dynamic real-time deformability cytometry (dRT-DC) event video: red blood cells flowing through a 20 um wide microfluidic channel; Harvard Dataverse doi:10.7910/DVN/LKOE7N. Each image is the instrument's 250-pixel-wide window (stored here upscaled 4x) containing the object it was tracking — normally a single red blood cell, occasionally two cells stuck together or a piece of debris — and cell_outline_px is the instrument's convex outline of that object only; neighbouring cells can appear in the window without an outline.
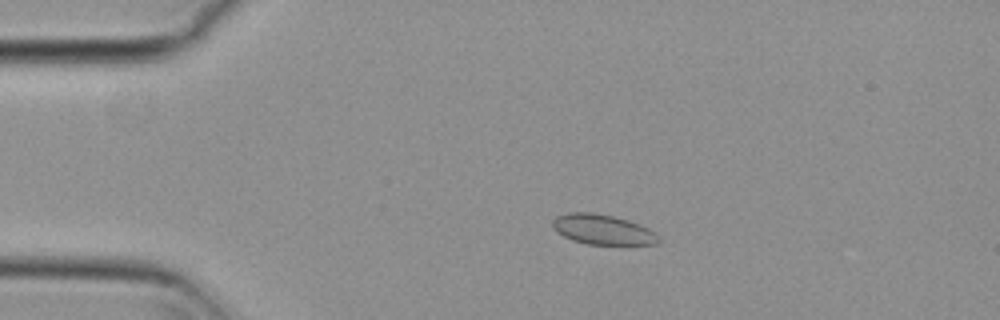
{"species": "common noctule bat (a hibernating species)", "species_latin": "Nyctalus noctula", "temperature_condition": "cold", "stored_images_in_passage": 56, "camera_frame_rate_fps": 3000, "um_per_image_px": 0.085, "animal": {"sex": "female", "body_mass_g": 29.2, "forearm_length_mm": 56.3}, "frame": {"image": 1, "passage_image": 12, "time_ms": 3.667, "image_size_px": [1000, 320], "cell_outline_px": [[660, 240], [656, 244], [588, 244], [572, 240], [556, 232], [552, 228], [552, 220], [556, 216], [568, 212], [592, 212], [612, 216], [628, 220], [640, 224], [656, 232], [660, 236]], "centroid_in_image_um": [51.21, 19.5], "position_along_channel_um": 33.8, "area_um2": 18.67}}
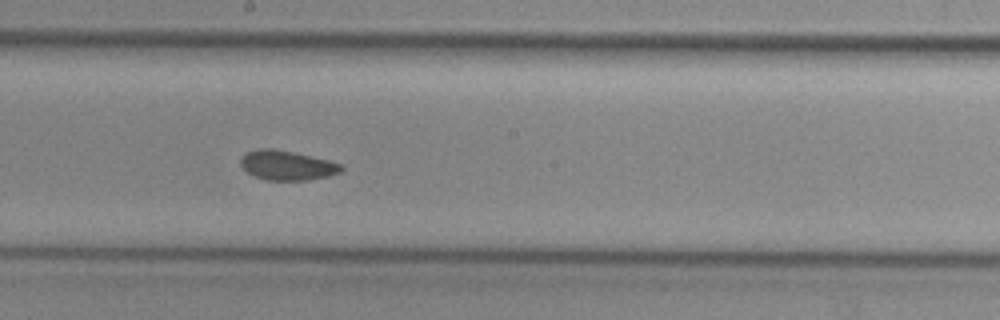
{"frame": {"image": 2, "passage_image": 31, "time_ms": 10.0, "image_size_px": [1000, 320], "cell_outline_px": [[344, 168], [340, 172], [328, 176], [308, 180], [268, 180], [256, 176], [248, 172], [240, 164], [240, 160], [248, 152], [260, 148], [272, 148], [312, 156], [344, 164]], "centroid_in_image_um": [24.45, 14.05], "position_along_channel_um": 223.8, "area_um2": 17.17}}
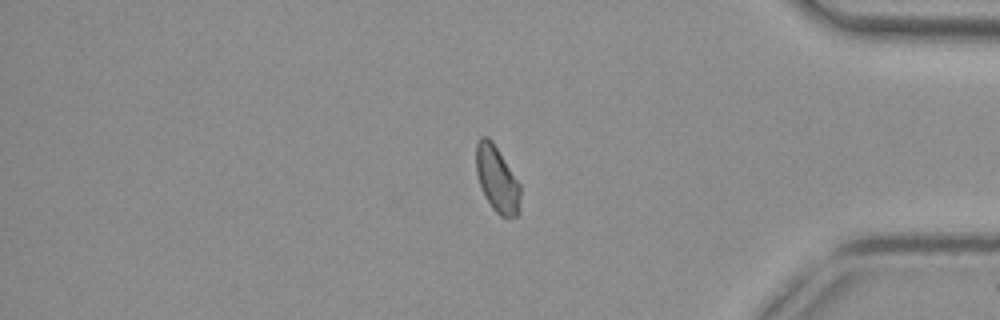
{"frame": {"image": 3, "passage_image": 47, "time_ms": 15.333, "image_size_px": [1000, 320], "cell_outline_px": [[520, 212], [516, 216], [500, 216], [492, 208], [484, 196], [476, 172], [476, 144], [480, 136], [488, 136], [492, 140], [520, 184]], "centroid_in_image_um": [42.24, 15.22], "position_along_channel_um": 393.0, "area_um2": 17.05}, "authors_computed_cell_mechanics": {"area_um2": 17.5423, "velocity_mm_per_s": 3.6962, "shape_relaxation_time_tau1_ms": null, "shape_relaxation_time_tau2_ms": 5.3935, "deformation_change_tau1": null, "deformation_change_tau2": 0.0713}}